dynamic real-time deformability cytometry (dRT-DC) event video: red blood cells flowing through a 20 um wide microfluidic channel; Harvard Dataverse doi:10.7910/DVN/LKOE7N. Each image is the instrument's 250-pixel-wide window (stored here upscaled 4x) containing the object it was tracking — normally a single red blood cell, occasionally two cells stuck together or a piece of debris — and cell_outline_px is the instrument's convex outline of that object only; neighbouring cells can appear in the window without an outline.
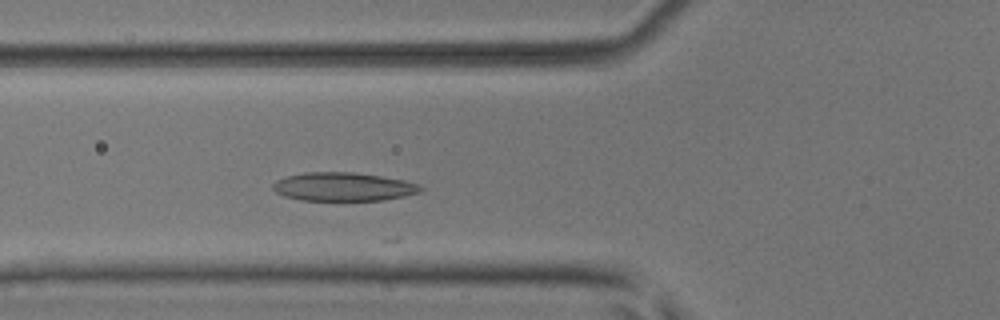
{"species": "common noctule bat (a hibernating species)", "species_latin": "Nyctalus noctula", "temperature_condition": "room temperature", "stored_images_in_passage": 4, "camera_frame_rate_fps": 3000, "um_per_image_px": 0.085, "animal": {"sex": "male", "body_mass_g": 17.9, "forearm_length_mm": 54.2}, "frame": {"image": 1, "passage_image": 4, "time_ms": 1.0, "image_size_px": [1000, 320], "cell_outline_px": [[424, 188], [420, 192], [404, 196], [384, 200], [300, 200], [284, 196], [276, 192], [272, 188], [272, 184], [276, 180], [288, 176], [304, 172], [352, 172], [380, 176], [404, 180], [420, 184]], "centroid_in_image_um": [29.19, 15.87], "position_along_channel_um": 96.6, "area_um2": 24.57}}